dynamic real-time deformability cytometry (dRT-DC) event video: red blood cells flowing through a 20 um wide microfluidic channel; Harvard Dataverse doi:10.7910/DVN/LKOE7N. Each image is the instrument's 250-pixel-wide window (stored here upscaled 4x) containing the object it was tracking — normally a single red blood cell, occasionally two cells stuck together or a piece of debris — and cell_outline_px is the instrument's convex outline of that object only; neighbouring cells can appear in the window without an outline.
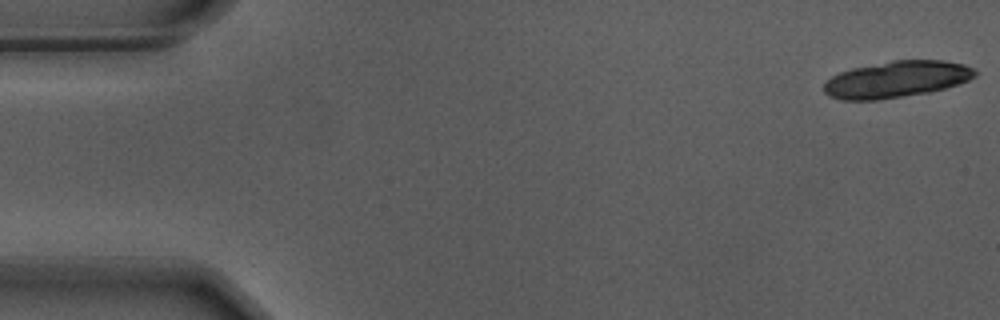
{"species": "Egyptian fruit bat (a non-hibernating species)", "species_latin": "Rousettus aegyptiacus", "temperature_condition": "warm", "stored_images_in_passage": 8, "camera_frame_rate_fps": 3000, "um_per_image_px": 0.085, "animal": {"sex": "male"}, "frame": {"image": 1, "passage_image": 1, "time_ms": 0.0, "image_size_px": [1000, 320], "cell_outline_px": [[976, 76], [968, 80], [944, 88], [928, 92], [876, 100], [840, 100], [828, 96], [824, 92], [824, 84], [832, 76], [840, 72], [852, 68], [892, 60], [944, 60], [964, 64], [972, 68], [976, 72]], "centroid_in_image_um": [76.17, 6.74], "position_along_channel_um": 8.8, "area_um2": 31.96}}